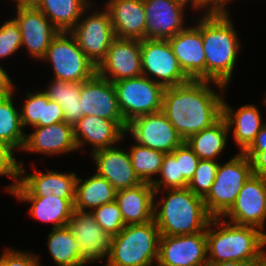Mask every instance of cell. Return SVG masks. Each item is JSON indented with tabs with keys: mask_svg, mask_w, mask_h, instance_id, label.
I'll use <instances>...</instances> for the list:
<instances>
[{
	"mask_svg": "<svg viewBox=\"0 0 266 266\" xmlns=\"http://www.w3.org/2000/svg\"><path fill=\"white\" fill-rule=\"evenodd\" d=\"M211 84L215 87L217 85L220 91L217 93ZM226 88L219 83L204 80H190L182 85L165 87L162 112L185 141L223 116L222 93L227 92Z\"/></svg>",
	"mask_w": 266,
	"mask_h": 266,
	"instance_id": "obj_1",
	"label": "cell"
},
{
	"mask_svg": "<svg viewBox=\"0 0 266 266\" xmlns=\"http://www.w3.org/2000/svg\"><path fill=\"white\" fill-rule=\"evenodd\" d=\"M202 40L206 81L228 87L241 43L229 13L202 14Z\"/></svg>",
	"mask_w": 266,
	"mask_h": 266,
	"instance_id": "obj_2",
	"label": "cell"
},
{
	"mask_svg": "<svg viewBox=\"0 0 266 266\" xmlns=\"http://www.w3.org/2000/svg\"><path fill=\"white\" fill-rule=\"evenodd\" d=\"M161 193L164 194L157 201L156 197ZM154 200V220L161 235L179 236L206 231L213 218L203 198L189 188L155 190Z\"/></svg>",
	"mask_w": 266,
	"mask_h": 266,
	"instance_id": "obj_3",
	"label": "cell"
},
{
	"mask_svg": "<svg viewBox=\"0 0 266 266\" xmlns=\"http://www.w3.org/2000/svg\"><path fill=\"white\" fill-rule=\"evenodd\" d=\"M206 238L207 260L215 262L247 261L257 264L266 249L265 232L253 226L231 223L222 217L212 218L206 228Z\"/></svg>",
	"mask_w": 266,
	"mask_h": 266,
	"instance_id": "obj_4",
	"label": "cell"
},
{
	"mask_svg": "<svg viewBox=\"0 0 266 266\" xmlns=\"http://www.w3.org/2000/svg\"><path fill=\"white\" fill-rule=\"evenodd\" d=\"M161 233L155 220L130 224L111 237L104 266H156Z\"/></svg>",
	"mask_w": 266,
	"mask_h": 266,
	"instance_id": "obj_5",
	"label": "cell"
},
{
	"mask_svg": "<svg viewBox=\"0 0 266 266\" xmlns=\"http://www.w3.org/2000/svg\"><path fill=\"white\" fill-rule=\"evenodd\" d=\"M252 174L251 161L244 153L238 152L225 164L219 162L215 180L203 198L206 209L213 218L222 217L232 207Z\"/></svg>",
	"mask_w": 266,
	"mask_h": 266,
	"instance_id": "obj_6",
	"label": "cell"
},
{
	"mask_svg": "<svg viewBox=\"0 0 266 266\" xmlns=\"http://www.w3.org/2000/svg\"><path fill=\"white\" fill-rule=\"evenodd\" d=\"M50 62L53 79L84 82L97 73V66L85 55L70 32H59L42 61Z\"/></svg>",
	"mask_w": 266,
	"mask_h": 266,
	"instance_id": "obj_7",
	"label": "cell"
},
{
	"mask_svg": "<svg viewBox=\"0 0 266 266\" xmlns=\"http://www.w3.org/2000/svg\"><path fill=\"white\" fill-rule=\"evenodd\" d=\"M119 109L128 124L133 119L162 111L165 87L141 75L113 82Z\"/></svg>",
	"mask_w": 266,
	"mask_h": 266,
	"instance_id": "obj_8",
	"label": "cell"
},
{
	"mask_svg": "<svg viewBox=\"0 0 266 266\" xmlns=\"http://www.w3.org/2000/svg\"><path fill=\"white\" fill-rule=\"evenodd\" d=\"M23 162L18 161L17 184L10 193L13 197H46L50 194L67 200H75L76 172L54 170L26 173Z\"/></svg>",
	"mask_w": 266,
	"mask_h": 266,
	"instance_id": "obj_9",
	"label": "cell"
},
{
	"mask_svg": "<svg viewBox=\"0 0 266 266\" xmlns=\"http://www.w3.org/2000/svg\"><path fill=\"white\" fill-rule=\"evenodd\" d=\"M142 75L164 87L185 84L190 79L182 71L168 40H141Z\"/></svg>",
	"mask_w": 266,
	"mask_h": 266,
	"instance_id": "obj_10",
	"label": "cell"
},
{
	"mask_svg": "<svg viewBox=\"0 0 266 266\" xmlns=\"http://www.w3.org/2000/svg\"><path fill=\"white\" fill-rule=\"evenodd\" d=\"M103 9L95 10L87 17L84 16L88 12L84 11L78 23L69 31L96 66L105 58L111 42L116 38L109 12Z\"/></svg>",
	"mask_w": 266,
	"mask_h": 266,
	"instance_id": "obj_11",
	"label": "cell"
},
{
	"mask_svg": "<svg viewBox=\"0 0 266 266\" xmlns=\"http://www.w3.org/2000/svg\"><path fill=\"white\" fill-rule=\"evenodd\" d=\"M125 133L137 144L164 153H171L184 142L162 111L133 119Z\"/></svg>",
	"mask_w": 266,
	"mask_h": 266,
	"instance_id": "obj_12",
	"label": "cell"
},
{
	"mask_svg": "<svg viewBox=\"0 0 266 266\" xmlns=\"http://www.w3.org/2000/svg\"><path fill=\"white\" fill-rule=\"evenodd\" d=\"M15 7L14 19L20 28L21 47L28 50L30 57L42 61L51 41L60 31L33 4H15Z\"/></svg>",
	"mask_w": 266,
	"mask_h": 266,
	"instance_id": "obj_13",
	"label": "cell"
},
{
	"mask_svg": "<svg viewBox=\"0 0 266 266\" xmlns=\"http://www.w3.org/2000/svg\"><path fill=\"white\" fill-rule=\"evenodd\" d=\"M206 231L179 236L161 235L156 266H204Z\"/></svg>",
	"mask_w": 266,
	"mask_h": 266,
	"instance_id": "obj_14",
	"label": "cell"
},
{
	"mask_svg": "<svg viewBox=\"0 0 266 266\" xmlns=\"http://www.w3.org/2000/svg\"><path fill=\"white\" fill-rule=\"evenodd\" d=\"M237 225L253 226L262 232L266 224V181L252 174L232 207L222 216Z\"/></svg>",
	"mask_w": 266,
	"mask_h": 266,
	"instance_id": "obj_15",
	"label": "cell"
},
{
	"mask_svg": "<svg viewBox=\"0 0 266 266\" xmlns=\"http://www.w3.org/2000/svg\"><path fill=\"white\" fill-rule=\"evenodd\" d=\"M81 118L97 116L117 121L125 130L127 124L119 109L117 94L113 82L97 73L82 82L80 92Z\"/></svg>",
	"mask_w": 266,
	"mask_h": 266,
	"instance_id": "obj_16",
	"label": "cell"
},
{
	"mask_svg": "<svg viewBox=\"0 0 266 266\" xmlns=\"http://www.w3.org/2000/svg\"><path fill=\"white\" fill-rule=\"evenodd\" d=\"M97 74L111 82L142 75L141 40L115 38Z\"/></svg>",
	"mask_w": 266,
	"mask_h": 266,
	"instance_id": "obj_17",
	"label": "cell"
},
{
	"mask_svg": "<svg viewBox=\"0 0 266 266\" xmlns=\"http://www.w3.org/2000/svg\"><path fill=\"white\" fill-rule=\"evenodd\" d=\"M67 226L80 244V254L85 263L90 265L107 259L111 236L96 222L91 212L74 210Z\"/></svg>",
	"mask_w": 266,
	"mask_h": 266,
	"instance_id": "obj_18",
	"label": "cell"
},
{
	"mask_svg": "<svg viewBox=\"0 0 266 266\" xmlns=\"http://www.w3.org/2000/svg\"><path fill=\"white\" fill-rule=\"evenodd\" d=\"M168 39L184 74L190 80L206 81V61L202 40V17Z\"/></svg>",
	"mask_w": 266,
	"mask_h": 266,
	"instance_id": "obj_19",
	"label": "cell"
},
{
	"mask_svg": "<svg viewBox=\"0 0 266 266\" xmlns=\"http://www.w3.org/2000/svg\"><path fill=\"white\" fill-rule=\"evenodd\" d=\"M146 15L145 39L168 40L187 25L186 7L173 0H143Z\"/></svg>",
	"mask_w": 266,
	"mask_h": 266,
	"instance_id": "obj_20",
	"label": "cell"
},
{
	"mask_svg": "<svg viewBox=\"0 0 266 266\" xmlns=\"http://www.w3.org/2000/svg\"><path fill=\"white\" fill-rule=\"evenodd\" d=\"M96 173L107 179L116 191L136 187L143 183L132 166L128 149L120 145L91 153Z\"/></svg>",
	"mask_w": 266,
	"mask_h": 266,
	"instance_id": "obj_21",
	"label": "cell"
},
{
	"mask_svg": "<svg viewBox=\"0 0 266 266\" xmlns=\"http://www.w3.org/2000/svg\"><path fill=\"white\" fill-rule=\"evenodd\" d=\"M34 129V130H33ZM32 132L25 134L21 151L46 156H56L78 151L73 126L65 121L48 126H34Z\"/></svg>",
	"mask_w": 266,
	"mask_h": 266,
	"instance_id": "obj_22",
	"label": "cell"
},
{
	"mask_svg": "<svg viewBox=\"0 0 266 266\" xmlns=\"http://www.w3.org/2000/svg\"><path fill=\"white\" fill-rule=\"evenodd\" d=\"M73 130L78 150L90 145V153L116 146L127 136L126 130L117 121L91 115L80 118Z\"/></svg>",
	"mask_w": 266,
	"mask_h": 266,
	"instance_id": "obj_23",
	"label": "cell"
},
{
	"mask_svg": "<svg viewBox=\"0 0 266 266\" xmlns=\"http://www.w3.org/2000/svg\"><path fill=\"white\" fill-rule=\"evenodd\" d=\"M113 31L119 39H145L146 15L143 0H108Z\"/></svg>",
	"mask_w": 266,
	"mask_h": 266,
	"instance_id": "obj_24",
	"label": "cell"
},
{
	"mask_svg": "<svg viewBox=\"0 0 266 266\" xmlns=\"http://www.w3.org/2000/svg\"><path fill=\"white\" fill-rule=\"evenodd\" d=\"M154 191L151 183L143 182L116 192L115 201L125 225L143 224L154 219Z\"/></svg>",
	"mask_w": 266,
	"mask_h": 266,
	"instance_id": "obj_25",
	"label": "cell"
},
{
	"mask_svg": "<svg viewBox=\"0 0 266 266\" xmlns=\"http://www.w3.org/2000/svg\"><path fill=\"white\" fill-rule=\"evenodd\" d=\"M256 105L246 104L234 110L223 97V117L226 119L229 131L235 140L240 153H243L254 141L266 121L262 120Z\"/></svg>",
	"mask_w": 266,
	"mask_h": 266,
	"instance_id": "obj_26",
	"label": "cell"
},
{
	"mask_svg": "<svg viewBox=\"0 0 266 266\" xmlns=\"http://www.w3.org/2000/svg\"><path fill=\"white\" fill-rule=\"evenodd\" d=\"M92 0H35L38 8L60 32H69L80 20L84 11L91 9Z\"/></svg>",
	"mask_w": 266,
	"mask_h": 266,
	"instance_id": "obj_27",
	"label": "cell"
},
{
	"mask_svg": "<svg viewBox=\"0 0 266 266\" xmlns=\"http://www.w3.org/2000/svg\"><path fill=\"white\" fill-rule=\"evenodd\" d=\"M20 202L31 204L29 214L41 222L53 223L52 228L68 225L74 212V200L50 194L46 197H15Z\"/></svg>",
	"mask_w": 266,
	"mask_h": 266,
	"instance_id": "obj_28",
	"label": "cell"
},
{
	"mask_svg": "<svg viewBox=\"0 0 266 266\" xmlns=\"http://www.w3.org/2000/svg\"><path fill=\"white\" fill-rule=\"evenodd\" d=\"M116 190L111 183L96 172L85 180L76 179L74 210L89 211L115 201Z\"/></svg>",
	"mask_w": 266,
	"mask_h": 266,
	"instance_id": "obj_29",
	"label": "cell"
},
{
	"mask_svg": "<svg viewBox=\"0 0 266 266\" xmlns=\"http://www.w3.org/2000/svg\"><path fill=\"white\" fill-rule=\"evenodd\" d=\"M229 132L227 121L222 116L210 127L189 136L185 142L199 159L217 160L227 147Z\"/></svg>",
	"mask_w": 266,
	"mask_h": 266,
	"instance_id": "obj_30",
	"label": "cell"
},
{
	"mask_svg": "<svg viewBox=\"0 0 266 266\" xmlns=\"http://www.w3.org/2000/svg\"><path fill=\"white\" fill-rule=\"evenodd\" d=\"M82 82H67L52 79L42 90L50 100L57 102L63 109L64 120L74 126L81 118L80 92Z\"/></svg>",
	"mask_w": 266,
	"mask_h": 266,
	"instance_id": "obj_31",
	"label": "cell"
},
{
	"mask_svg": "<svg viewBox=\"0 0 266 266\" xmlns=\"http://www.w3.org/2000/svg\"><path fill=\"white\" fill-rule=\"evenodd\" d=\"M13 97L14 93L0 98V142L15 153L22 150L26 132Z\"/></svg>",
	"mask_w": 266,
	"mask_h": 266,
	"instance_id": "obj_32",
	"label": "cell"
},
{
	"mask_svg": "<svg viewBox=\"0 0 266 266\" xmlns=\"http://www.w3.org/2000/svg\"><path fill=\"white\" fill-rule=\"evenodd\" d=\"M48 251L57 266H77L85 263L80 244L68 226L52 228L47 235Z\"/></svg>",
	"mask_w": 266,
	"mask_h": 266,
	"instance_id": "obj_33",
	"label": "cell"
},
{
	"mask_svg": "<svg viewBox=\"0 0 266 266\" xmlns=\"http://www.w3.org/2000/svg\"><path fill=\"white\" fill-rule=\"evenodd\" d=\"M132 166L136 175L142 182L153 183L155 176L158 177L163 159L166 153L141 146L137 143L131 144L128 150ZM154 176V177H153Z\"/></svg>",
	"mask_w": 266,
	"mask_h": 266,
	"instance_id": "obj_34",
	"label": "cell"
},
{
	"mask_svg": "<svg viewBox=\"0 0 266 266\" xmlns=\"http://www.w3.org/2000/svg\"><path fill=\"white\" fill-rule=\"evenodd\" d=\"M159 179L152 183L154 190L187 188L188 182L179 175L178 162L172 153H166L161 165Z\"/></svg>",
	"mask_w": 266,
	"mask_h": 266,
	"instance_id": "obj_35",
	"label": "cell"
},
{
	"mask_svg": "<svg viewBox=\"0 0 266 266\" xmlns=\"http://www.w3.org/2000/svg\"><path fill=\"white\" fill-rule=\"evenodd\" d=\"M219 162L216 160L200 159L194 176L188 182L189 188L195 195L204 198L215 180Z\"/></svg>",
	"mask_w": 266,
	"mask_h": 266,
	"instance_id": "obj_36",
	"label": "cell"
},
{
	"mask_svg": "<svg viewBox=\"0 0 266 266\" xmlns=\"http://www.w3.org/2000/svg\"><path fill=\"white\" fill-rule=\"evenodd\" d=\"M91 213L96 222L111 237L117 235L125 227L121 210L116 201L96 207Z\"/></svg>",
	"mask_w": 266,
	"mask_h": 266,
	"instance_id": "obj_37",
	"label": "cell"
},
{
	"mask_svg": "<svg viewBox=\"0 0 266 266\" xmlns=\"http://www.w3.org/2000/svg\"><path fill=\"white\" fill-rule=\"evenodd\" d=\"M20 110L21 123L23 129L28 126L34 127L39 121H44L45 93L43 91H27Z\"/></svg>",
	"mask_w": 266,
	"mask_h": 266,
	"instance_id": "obj_38",
	"label": "cell"
},
{
	"mask_svg": "<svg viewBox=\"0 0 266 266\" xmlns=\"http://www.w3.org/2000/svg\"><path fill=\"white\" fill-rule=\"evenodd\" d=\"M22 37L14 18L4 21L0 26V59L8 58L22 49Z\"/></svg>",
	"mask_w": 266,
	"mask_h": 266,
	"instance_id": "obj_39",
	"label": "cell"
},
{
	"mask_svg": "<svg viewBox=\"0 0 266 266\" xmlns=\"http://www.w3.org/2000/svg\"><path fill=\"white\" fill-rule=\"evenodd\" d=\"M171 153L178 162L179 175L189 182L195 174L200 159L185 141Z\"/></svg>",
	"mask_w": 266,
	"mask_h": 266,
	"instance_id": "obj_40",
	"label": "cell"
},
{
	"mask_svg": "<svg viewBox=\"0 0 266 266\" xmlns=\"http://www.w3.org/2000/svg\"><path fill=\"white\" fill-rule=\"evenodd\" d=\"M15 153L6 145L0 142V176L10 177L13 183L6 185L4 190L11 193L17 184L18 177V161Z\"/></svg>",
	"mask_w": 266,
	"mask_h": 266,
	"instance_id": "obj_41",
	"label": "cell"
},
{
	"mask_svg": "<svg viewBox=\"0 0 266 266\" xmlns=\"http://www.w3.org/2000/svg\"><path fill=\"white\" fill-rule=\"evenodd\" d=\"M0 256V263L3 266H42L40 257L35 253L6 248Z\"/></svg>",
	"mask_w": 266,
	"mask_h": 266,
	"instance_id": "obj_42",
	"label": "cell"
},
{
	"mask_svg": "<svg viewBox=\"0 0 266 266\" xmlns=\"http://www.w3.org/2000/svg\"><path fill=\"white\" fill-rule=\"evenodd\" d=\"M243 153L251 161L253 174L266 181V143H251Z\"/></svg>",
	"mask_w": 266,
	"mask_h": 266,
	"instance_id": "obj_43",
	"label": "cell"
},
{
	"mask_svg": "<svg viewBox=\"0 0 266 266\" xmlns=\"http://www.w3.org/2000/svg\"><path fill=\"white\" fill-rule=\"evenodd\" d=\"M63 121H65L63 109L57 102L50 100L45 94L44 121H39L35 126H48Z\"/></svg>",
	"mask_w": 266,
	"mask_h": 266,
	"instance_id": "obj_44",
	"label": "cell"
},
{
	"mask_svg": "<svg viewBox=\"0 0 266 266\" xmlns=\"http://www.w3.org/2000/svg\"><path fill=\"white\" fill-rule=\"evenodd\" d=\"M207 13H230L228 3L232 0H195Z\"/></svg>",
	"mask_w": 266,
	"mask_h": 266,
	"instance_id": "obj_45",
	"label": "cell"
},
{
	"mask_svg": "<svg viewBox=\"0 0 266 266\" xmlns=\"http://www.w3.org/2000/svg\"><path fill=\"white\" fill-rule=\"evenodd\" d=\"M14 83L0 64V98L14 93Z\"/></svg>",
	"mask_w": 266,
	"mask_h": 266,
	"instance_id": "obj_46",
	"label": "cell"
},
{
	"mask_svg": "<svg viewBox=\"0 0 266 266\" xmlns=\"http://www.w3.org/2000/svg\"><path fill=\"white\" fill-rule=\"evenodd\" d=\"M204 266H257L254 262L247 261H226V262H215L207 260Z\"/></svg>",
	"mask_w": 266,
	"mask_h": 266,
	"instance_id": "obj_47",
	"label": "cell"
},
{
	"mask_svg": "<svg viewBox=\"0 0 266 266\" xmlns=\"http://www.w3.org/2000/svg\"><path fill=\"white\" fill-rule=\"evenodd\" d=\"M176 1L178 3H181L182 5H184L186 8H188V5L192 7L193 10H201L204 13L202 14H207V12L195 1V0H173Z\"/></svg>",
	"mask_w": 266,
	"mask_h": 266,
	"instance_id": "obj_48",
	"label": "cell"
},
{
	"mask_svg": "<svg viewBox=\"0 0 266 266\" xmlns=\"http://www.w3.org/2000/svg\"><path fill=\"white\" fill-rule=\"evenodd\" d=\"M252 143H266V123L262 126Z\"/></svg>",
	"mask_w": 266,
	"mask_h": 266,
	"instance_id": "obj_49",
	"label": "cell"
},
{
	"mask_svg": "<svg viewBox=\"0 0 266 266\" xmlns=\"http://www.w3.org/2000/svg\"><path fill=\"white\" fill-rule=\"evenodd\" d=\"M257 266H266V249L261 257V260L257 263Z\"/></svg>",
	"mask_w": 266,
	"mask_h": 266,
	"instance_id": "obj_50",
	"label": "cell"
},
{
	"mask_svg": "<svg viewBox=\"0 0 266 266\" xmlns=\"http://www.w3.org/2000/svg\"><path fill=\"white\" fill-rule=\"evenodd\" d=\"M17 4H33L35 0H12Z\"/></svg>",
	"mask_w": 266,
	"mask_h": 266,
	"instance_id": "obj_51",
	"label": "cell"
},
{
	"mask_svg": "<svg viewBox=\"0 0 266 266\" xmlns=\"http://www.w3.org/2000/svg\"><path fill=\"white\" fill-rule=\"evenodd\" d=\"M263 103H264L265 106H266V95H265L264 98H263Z\"/></svg>",
	"mask_w": 266,
	"mask_h": 266,
	"instance_id": "obj_52",
	"label": "cell"
},
{
	"mask_svg": "<svg viewBox=\"0 0 266 266\" xmlns=\"http://www.w3.org/2000/svg\"><path fill=\"white\" fill-rule=\"evenodd\" d=\"M85 264H87V263H83V264H80V265H77V266H84Z\"/></svg>",
	"mask_w": 266,
	"mask_h": 266,
	"instance_id": "obj_53",
	"label": "cell"
}]
</instances>
